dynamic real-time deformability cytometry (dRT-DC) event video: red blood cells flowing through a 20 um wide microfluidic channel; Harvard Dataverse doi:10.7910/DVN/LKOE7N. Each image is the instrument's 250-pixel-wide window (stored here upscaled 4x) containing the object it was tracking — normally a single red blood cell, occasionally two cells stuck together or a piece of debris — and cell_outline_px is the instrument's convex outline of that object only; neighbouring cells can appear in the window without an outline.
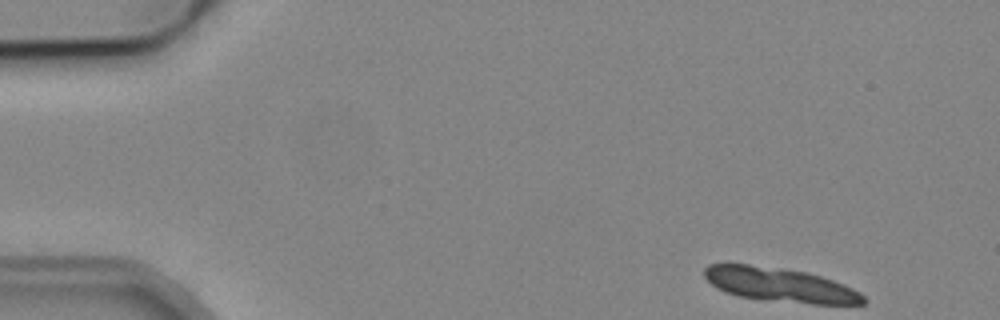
{"species": "common noctule bat (a hibernating species)", "species_latin": "Nyctalus noctula", "temperature_condition": "cold", "stored_images_in_passage": 4, "camera_frame_rate_fps": 3000, "um_per_image_px": 0.085, "animal": {"sex": "male", "body_mass_g": 19.2, "forearm_length_mm": 51.8}, "frame": {"image": 1, "passage_image": 1, "time_ms": 0.0, "image_size_px": [1000, 320], "cell_outline_px": [[868, 300], [864, 304], [812, 304], [740, 296], [724, 292], [716, 288], [704, 276], [704, 268], [708, 264], [748, 264], [808, 272], [844, 284], [860, 292]], "centroid_in_image_um": [66.32, 24.21], "position_along_channel_um": 18.7, "area_um2": 31.33}}